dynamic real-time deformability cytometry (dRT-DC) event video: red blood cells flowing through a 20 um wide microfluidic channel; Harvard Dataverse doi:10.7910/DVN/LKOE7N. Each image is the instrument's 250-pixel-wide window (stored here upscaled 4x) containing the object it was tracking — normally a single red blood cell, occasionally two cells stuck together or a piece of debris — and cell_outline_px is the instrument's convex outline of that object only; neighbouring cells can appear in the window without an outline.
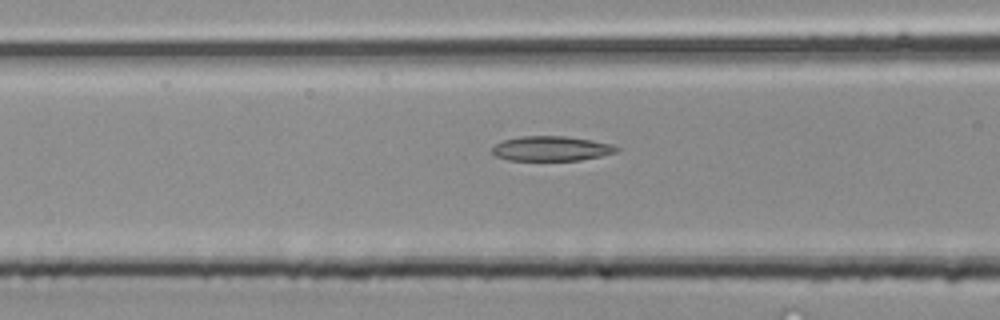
{"species": "common noctule bat (a hibernating species)", "species_latin": "Nyctalus noctula", "temperature_condition": "room temperature", "stored_images_in_passage": 31, "camera_frame_rate_fps": 3000, "um_per_image_px": 0.085, "animal": {"sex": "male", "body_mass_g": 20.4}, "frame": {"image": 1, "passage_image": 6, "time_ms": 1.667, "image_size_px": [1000, 320], "cell_outline_px": [[620, 148], [616, 152], [600, 156], [580, 160], [508, 160], [496, 156], [492, 152], [492, 148], [496, 144], [504, 140], [520, 136], [568, 136], [592, 140], [612, 144]], "centroid_in_image_um": [46.87, 12.62], "position_along_channel_um": 119.7, "area_um2": 17.92}}
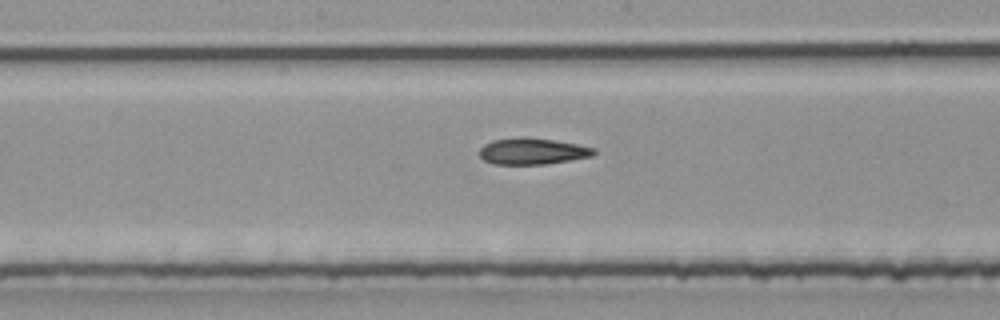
{"frame": {"image": 2, "passage_image": 11, "time_ms": 3.333, "image_size_px": [1000, 320], "cell_outline_px": [[596, 152], [592, 156], [544, 164], [492, 164], [484, 160], [480, 156], [480, 148], [484, 144], [492, 140], [520, 136], [524, 136], [552, 140], [576, 144], [596, 148]], "centroid_in_image_um": [45.22, 12.84], "position_along_channel_um": 203.0, "area_um2": 17.57}}
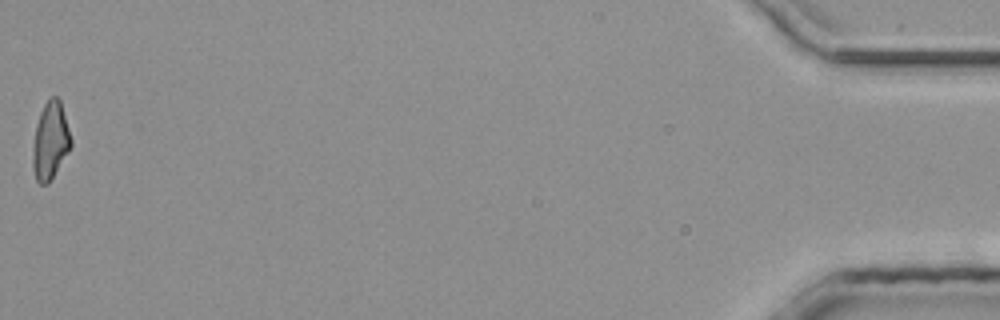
{"frame": {"image": 3, "passage_image": 31, "time_ms": 10.0, "image_size_px": [1000, 320], "cell_outline_px": [[72, 144], [68, 152], [48, 184], [40, 184], [36, 180], [32, 168], [32, 148], [36, 124], [40, 112], [44, 104], [52, 96], [56, 96], [60, 100], [72, 140]], "centroid_in_image_um": [4.26, 11.98], "position_along_channel_um": 430.9, "area_um2": 17.22}}